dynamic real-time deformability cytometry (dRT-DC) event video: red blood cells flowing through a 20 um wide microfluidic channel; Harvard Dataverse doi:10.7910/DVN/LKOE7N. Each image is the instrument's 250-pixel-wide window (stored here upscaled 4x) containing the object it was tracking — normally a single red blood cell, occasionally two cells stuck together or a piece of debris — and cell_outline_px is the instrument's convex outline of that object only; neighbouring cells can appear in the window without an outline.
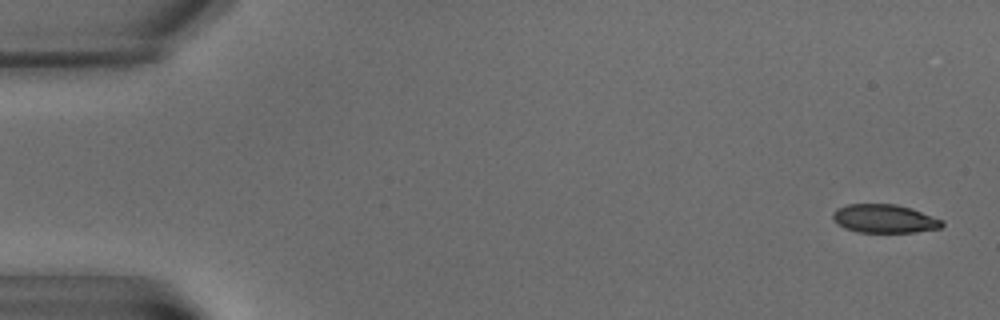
{"species": "common noctule bat (a hibernating species)", "species_latin": "Nyctalus noctula", "temperature_condition": "warm", "stored_images_in_passage": 6, "camera_frame_rate_fps": 3000, "um_per_image_px": 0.085, "animal": {"sex": "male", "body_mass_g": 15.6}, "frame": {"image": 1, "passage_image": 1, "time_ms": 0.0, "image_size_px": [1000, 320], "cell_outline_px": [[944, 224], [940, 228], [916, 232], [856, 232], [844, 228], [836, 224], [832, 216], [832, 212], [836, 208], [848, 204], [896, 204], [912, 208], [944, 220]], "centroid_in_image_um": [75.16, 18.58], "position_along_channel_um": 9.8, "area_um2": 18.38}}
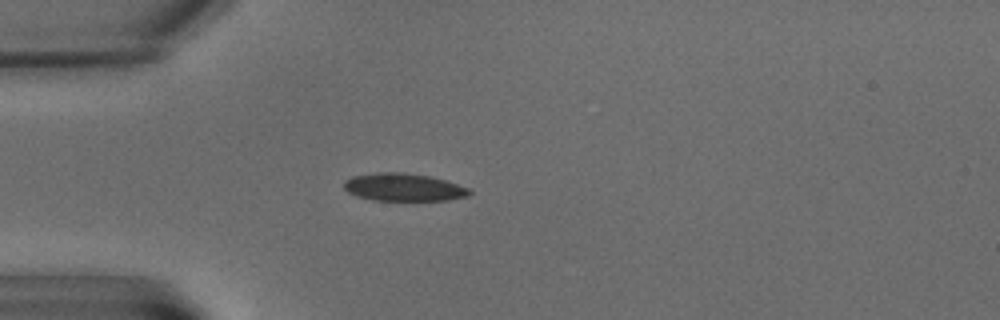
{"frame": {"image": 2, "passage_image": 6, "time_ms": 6.0, "image_size_px": [1000, 320], "cell_outline_px": [[472, 192], [468, 196], [448, 200], [372, 200], [356, 196], [348, 192], [344, 188], [344, 180], [352, 176], [380, 172], [404, 172], [428, 176], [444, 180], [468, 188]], "centroid_in_image_um": [34.27, 15.91], "position_along_channel_um": 50.7, "area_um2": 20.17}}